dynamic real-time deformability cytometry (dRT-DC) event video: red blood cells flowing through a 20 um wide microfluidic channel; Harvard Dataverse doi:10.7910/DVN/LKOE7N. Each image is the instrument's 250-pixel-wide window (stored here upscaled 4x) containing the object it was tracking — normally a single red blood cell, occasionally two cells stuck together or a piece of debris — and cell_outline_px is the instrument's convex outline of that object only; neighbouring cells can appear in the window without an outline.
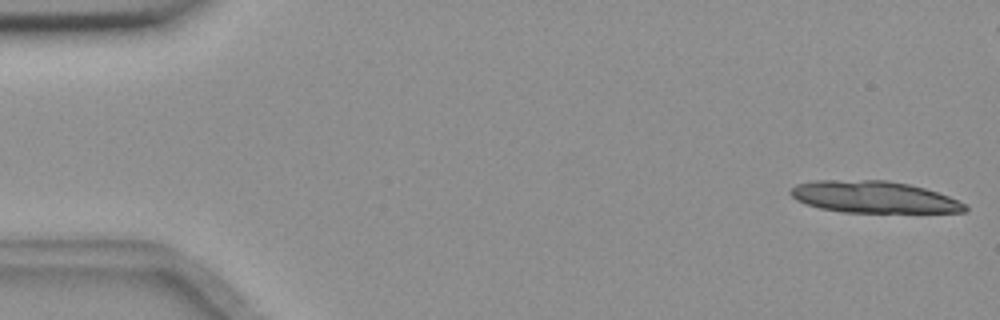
{"species": "common noctule bat (a hibernating species)", "species_latin": "Nyctalus noctula", "temperature_condition": "room temperature", "stored_images_in_passage": 15, "camera_frame_rate_fps": 3000, "um_per_image_px": 0.085, "animal": {"sex": "female", "body_mass_g": 18.4}, "frame": {"image": 1, "passage_image": 1, "time_ms": 0.0, "image_size_px": [1000, 320], "cell_outline_px": [[968, 208], [964, 212], [844, 212], [820, 208], [796, 200], [788, 192], [796, 184], [812, 180], [888, 180], [908, 184], [924, 188], [948, 196], [968, 204]], "centroid_in_image_um": [74.26, 16.74], "position_along_channel_um": 10.7, "area_um2": 32.25}}